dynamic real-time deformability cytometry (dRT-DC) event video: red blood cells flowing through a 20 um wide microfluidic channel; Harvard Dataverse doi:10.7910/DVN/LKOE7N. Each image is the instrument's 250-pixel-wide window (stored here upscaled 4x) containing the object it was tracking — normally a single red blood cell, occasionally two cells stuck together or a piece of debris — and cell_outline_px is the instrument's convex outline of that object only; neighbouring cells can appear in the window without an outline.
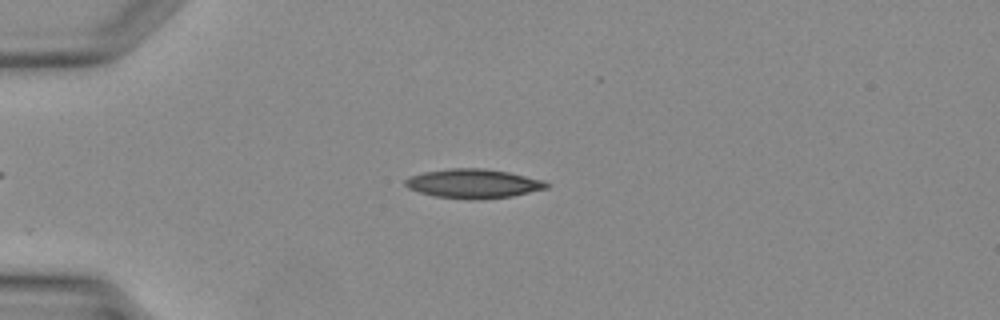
{"species": "Egyptian fruit bat (a non-hibernating species)", "species_latin": "Rousettus aegyptiacus", "temperature_condition": "warm", "stored_images_in_passage": 28, "camera_frame_rate_fps": 3000, "um_per_image_px": 0.085, "animal": {"sex": "female"}, "frame": {"image": 1, "passage_image": 11, "time_ms": 3.333, "image_size_px": [1000, 320], "cell_outline_px": [[548, 188], [512, 196], [436, 196], [420, 192], [408, 188], [404, 184], [404, 180], [408, 176], [424, 172], [448, 168], [480, 168], [508, 172], [544, 180], [548, 184]], "centroid_in_image_um": [40.21, 15.54], "position_along_channel_um": 44.8, "area_um2": 22.83}}
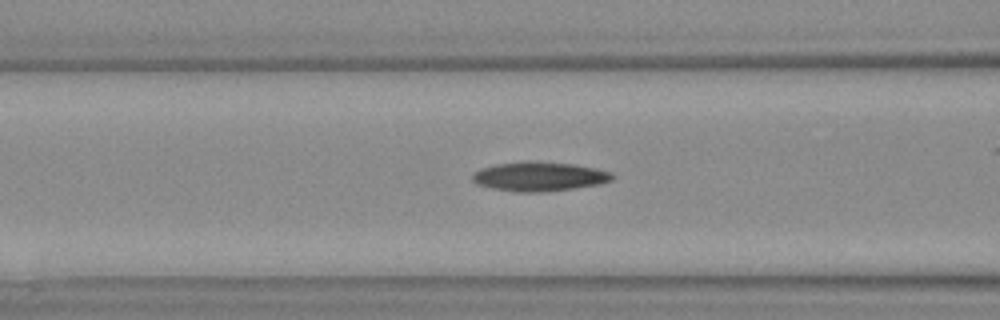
{"frame": {"image": 2, "passage_image": 17, "time_ms": 5.333, "image_size_px": [1000, 320], "cell_outline_px": [[616, 176], [612, 180], [600, 184], [544, 192], [516, 192], [492, 188], [476, 184], [472, 180], [472, 176], [476, 172], [484, 168], [496, 164], [572, 164], [596, 168], [612, 172]], "centroid_in_image_um": [45.9, 15.05], "position_along_channel_um": 120.7, "area_um2": 22.77}}
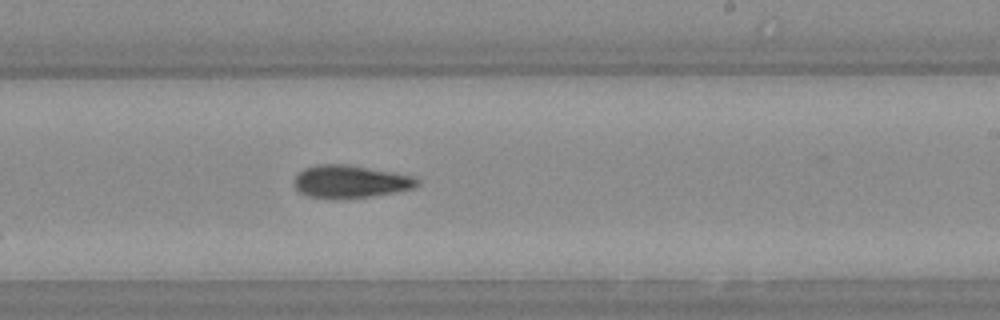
{"frame": {"image": 3, "passage_image": 25, "time_ms": 8.0, "image_size_px": [1000, 320], "cell_outline_px": [[420, 184], [412, 188], [392, 192], [368, 196], [308, 196], [300, 192], [292, 184], [292, 180], [304, 168], [320, 164], [344, 164], [396, 172], [416, 176], [420, 180]], "centroid_in_image_um": [29.81, 15.38], "position_along_channel_um": 259.2, "area_um2": 22.77}}